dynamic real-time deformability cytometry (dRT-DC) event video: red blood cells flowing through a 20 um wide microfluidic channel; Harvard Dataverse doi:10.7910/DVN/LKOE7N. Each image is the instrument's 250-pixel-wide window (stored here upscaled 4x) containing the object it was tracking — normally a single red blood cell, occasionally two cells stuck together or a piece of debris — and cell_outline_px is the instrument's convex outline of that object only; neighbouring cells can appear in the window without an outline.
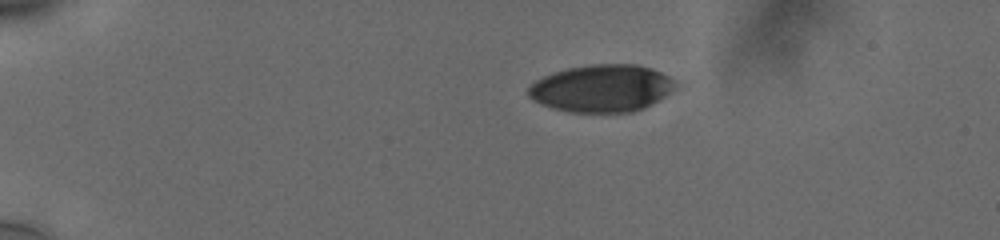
{"species": "human", "species_latin": "Homo sapiens", "temperature_condition": "cold", "stored_images_in_passage": 39, "camera_frame_rate_fps": 3000, "um_per_image_px": 0.085, "donor": {"sex": "male"}, "frame": {"image": 1, "passage_image": 1, "time_ms": 0.0, "image_size_px": [1000, 240], "cell_outline_px": [[676, 84], [664, 96], [644, 108], [632, 112], [568, 112], [552, 108], [540, 104], [532, 100], [528, 96], [528, 88], [536, 80], [544, 76], [568, 68], [596, 64], [636, 64], [660, 72], [668, 76]], "centroid_in_image_um": [51.09, 7.52], "position_along_channel_um": 33.9, "area_um2": 40.11}}
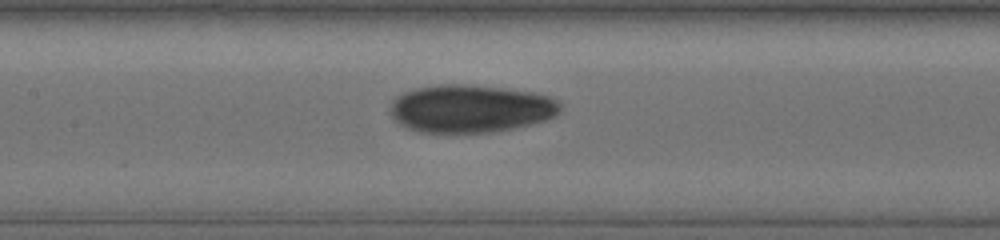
{"frame": {"image": 2, "passage_image": 18, "time_ms": 5.667, "image_size_px": [1000, 240], "cell_outline_px": [[560, 108], [552, 116], [544, 120], [512, 128], [488, 132], [420, 132], [408, 128], [400, 124], [392, 116], [392, 104], [404, 92], [416, 88], [440, 84], [468, 84], [504, 88], [532, 92], [548, 96], [556, 100], [560, 104]], "centroid_in_image_um": [39.98, 9.22], "position_along_channel_um": 167.4, "area_um2": 46.59}}
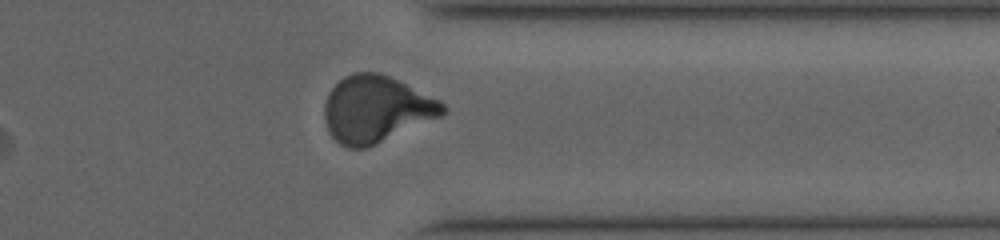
{"frame": {"image": 3, "passage_image": 35, "time_ms": 11.333, "image_size_px": [1000, 240], "cell_outline_px": [[448, 112], [440, 116], [364, 148], [348, 148], [340, 144], [328, 132], [324, 116], [324, 104], [328, 92], [344, 76], [352, 72], [380, 72], [440, 100], [448, 108]], "centroid_in_image_um": [31.94, 9.25], "position_along_channel_um": 379.5, "area_um2": 45.49}, "authors_computed_cell_mechanics": {"area_um2": 44.5638, "velocity_mm_per_s": 3.7751, "shape_relaxation_time_tau1_ms": 5.9457, "shape_relaxation_time_tau2_ms": 2.3464, "deformation_change_tau1": 0.1681, "deformation_change_tau2": 0.0706}}